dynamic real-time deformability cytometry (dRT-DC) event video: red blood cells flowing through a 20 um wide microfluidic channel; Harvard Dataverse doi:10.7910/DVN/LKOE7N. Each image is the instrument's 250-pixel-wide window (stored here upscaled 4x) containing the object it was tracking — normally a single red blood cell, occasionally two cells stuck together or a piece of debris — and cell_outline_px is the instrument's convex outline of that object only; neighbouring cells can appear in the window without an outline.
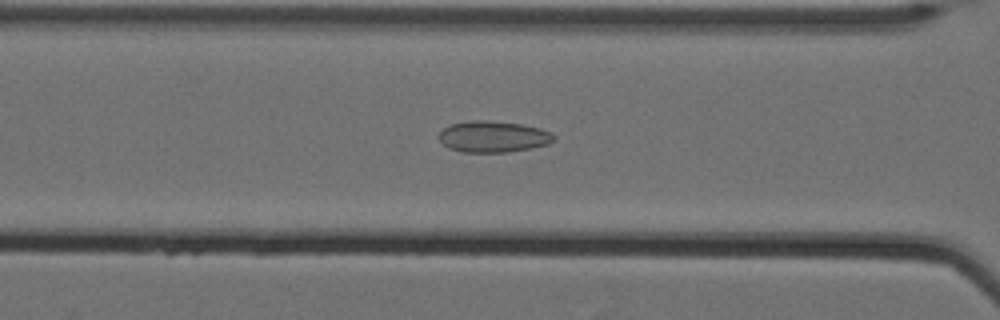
{"species": "Egyptian fruit bat (a non-hibernating species)", "species_latin": "Rousettus aegyptiacus", "temperature_condition": "cold", "stored_images_in_passage": 62, "camera_frame_rate_fps": 3000, "um_per_image_px": 0.085, "animal": {"sex": "female"}, "frame": {"image": 1, "passage_image": 30, "time_ms": 9.667, "image_size_px": [1000, 320], "cell_outline_px": [[556, 140], [548, 144], [532, 148], [508, 152], [460, 152], [448, 148], [440, 140], [440, 132], [444, 128], [452, 124], [472, 120], [484, 120], [520, 124], [540, 128], [552, 132], [556, 136]], "centroid_in_image_um": [41.96, 11.62], "position_along_channel_um": 124.6, "area_um2": 20.98}}
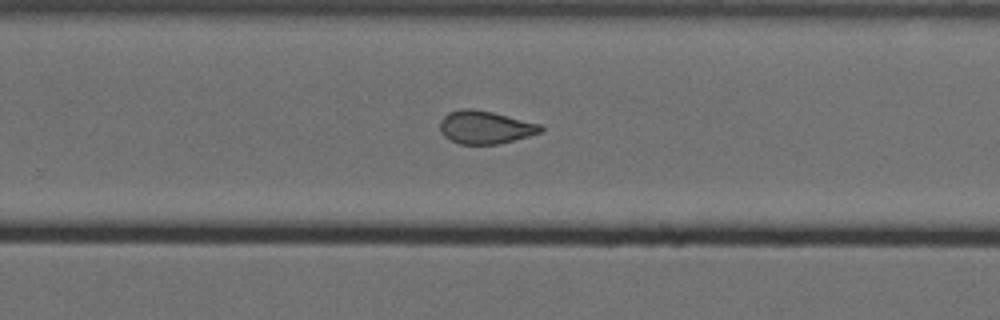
{"frame": {"image": 2, "passage_image": 44, "time_ms": 14.333, "image_size_px": [1000, 320], "cell_outline_px": [[544, 132], [500, 144], [460, 144], [444, 136], [440, 132], [440, 120], [448, 112], [460, 108], [472, 108], [492, 112], [540, 124], [544, 128]], "centroid_in_image_um": [41.25, 10.82], "position_along_channel_um": 288.6, "area_um2": 19.48}}
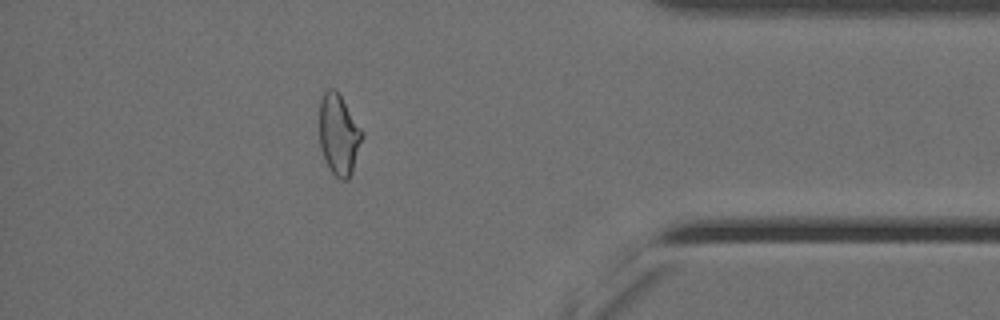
{"frame": {"image": 3, "passage_image": 56, "time_ms": 18.333, "image_size_px": [1000, 320], "cell_outline_px": [[364, 136], [352, 172], [348, 180], [340, 180], [328, 168], [320, 148], [320, 100], [324, 92], [328, 88], [336, 88], [364, 132]], "centroid_in_image_um": [28.81, 11.44], "position_along_channel_um": 406.4, "area_um2": 20.35}, "authors_computed_cell_mechanics": {"area_um2": 21.2993, "velocity_mm_per_s": 3.508, "shape_relaxation_time_tau1_ms": null, "shape_relaxation_time_tau2_ms": 1.4539, "deformation_change_tau1": null, "deformation_change_tau2": 0.0813}}